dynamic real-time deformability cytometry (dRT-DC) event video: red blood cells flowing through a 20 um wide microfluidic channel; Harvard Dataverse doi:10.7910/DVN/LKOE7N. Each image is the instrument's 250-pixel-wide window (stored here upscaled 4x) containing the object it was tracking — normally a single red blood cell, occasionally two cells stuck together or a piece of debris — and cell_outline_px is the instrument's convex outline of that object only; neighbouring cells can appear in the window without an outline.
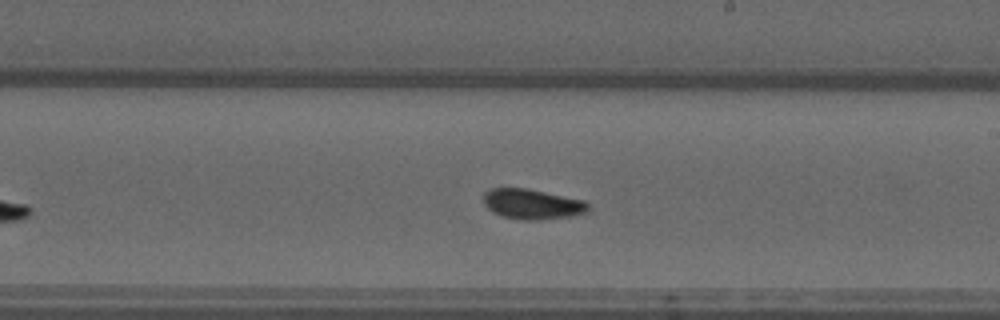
{"species": "common noctule bat (a hibernating species)", "species_latin": "Nyctalus noctula", "temperature_condition": "warm", "stored_images_in_passage": 36, "camera_frame_rate_fps": 3000, "um_per_image_px": 0.085, "animal": {"sex": "male", "forearm_length_mm": 52.5}, "frame": {"image": 1, "passage_image": 16, "time_ms": 5.0, "image_size_px": [1000, 320], "cell_outline_px": [[588, 212], [572, 216], [540, 220], [520, 220], [500, 216], [492, 212], [484, 204], [484, 192], [492, 188], [528, 188], [584, 200], [588, 204]], "centroid_in_image_um": [45.23, 17.35], "position_along_channel_um": 243.8, "area_um2": 18.61}, "authors_computed_cell_mechanics": {"area_um2": 17.34, "velocity_mm_per_s": 3.7229, "shape_relaxation_time_tau1_ms": null, "shape_relaxation_time_tau2_ms": 1.5229, "deformation_change_tau1": null, "deformation_change_tau2": 0.0551}}